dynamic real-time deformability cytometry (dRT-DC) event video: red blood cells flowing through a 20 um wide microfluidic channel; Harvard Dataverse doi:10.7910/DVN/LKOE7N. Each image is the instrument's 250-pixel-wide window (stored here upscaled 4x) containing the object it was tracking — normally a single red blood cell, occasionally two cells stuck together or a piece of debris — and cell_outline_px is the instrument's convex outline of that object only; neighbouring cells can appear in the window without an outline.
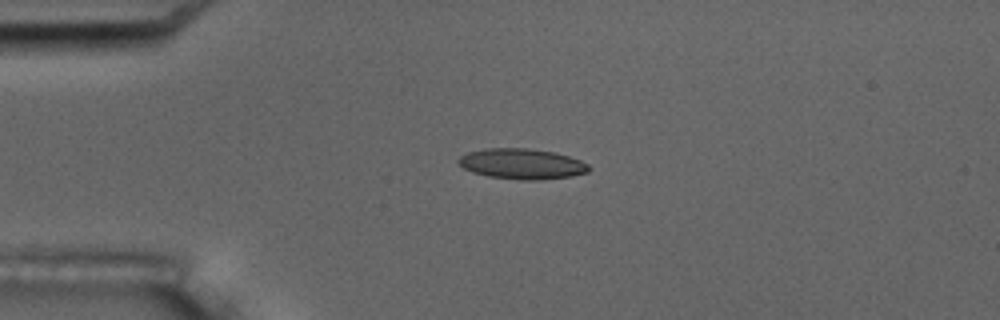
{"species": "common noctule bat (a hibernating species)", "species_latin": "Nyctalus noctula", "temperature_condition": "room temperature", "stored_images_in_passage": 5, "camera_frame_rate_fps": 3000, "um_per_image_px": 0.085, "animal": {"sex": "male", "body_mass_g": 17.5, "forearm_length_mm": 52.3}, "frame": {"image": 1, "passage_image": 4, "time_ms": 3.667, "image_size_px": [1000, 320], "cell_outline_px": [[592, 168], [588, 172], [572, 176], [540, 180], [520, 180], [488, 176], [472, 172], [464, 168], [456, 160], [460, 156], [468, 152], [484, 148], [528, 148], [552, 152], [568, 156], [580, 160], [588, 164]], "centroid_in_image_um": [44.36, 13.93], "position_along_channel_um": 40.6, "area_um2": 23.24}}